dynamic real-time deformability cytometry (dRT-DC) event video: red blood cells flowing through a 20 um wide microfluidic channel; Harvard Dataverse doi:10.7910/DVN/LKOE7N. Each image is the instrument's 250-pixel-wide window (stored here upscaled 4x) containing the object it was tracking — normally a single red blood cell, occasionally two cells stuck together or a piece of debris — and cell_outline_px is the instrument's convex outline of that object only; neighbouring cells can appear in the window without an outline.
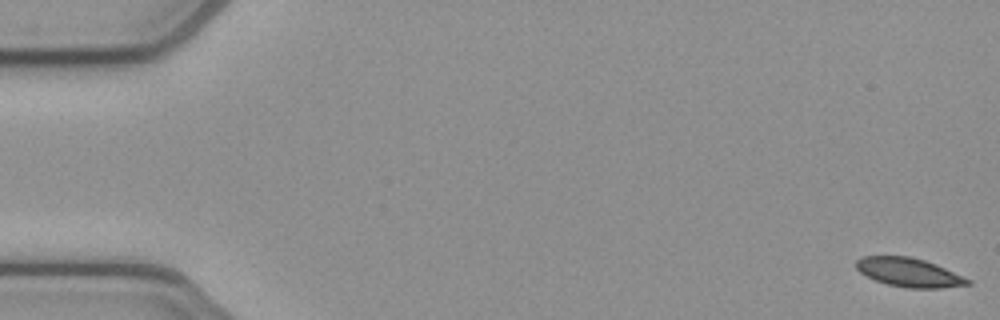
{"species": "common noctule bat (a hibernating species)", "species_latin": "Nyctalus noctula", "temperature_condition": "cold", "stored_images_in_passage": 53, "camera_frame_rate_fps": 3000, "um_per_image_px": 0.085, "animal": {"sex": "female", "body_mass_g": 21.9}, "frame": {"image": 1, "passage_image": 1, "time_ms": 0.0, "image_size_px": [1000, 320], "cell_outline_px": [[972, 284], [940, 288], [908, 288], [888, 284], [876, 280], [860, 272], [856, 268], [856, 260], [860, 256], [908, 256], [924, 260], [936, 264], [972, 280]], "centroid_in_image_um": [77.28, 23.15], "position_along_channel_um": 7.7, "area_um2": 18.67}}
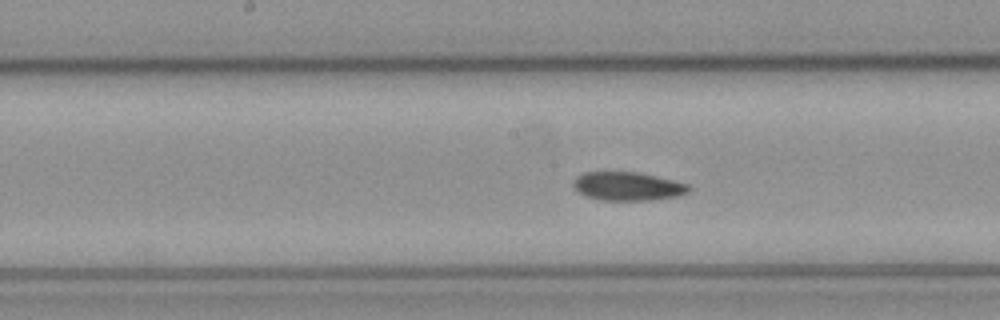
{"frame": {"image": 2, "passage_image": 27, "time_ms": 8.667, "image_size_px": [1000, 320], "cell_outline_px": [[692, 188], [688, 192], [680, 196], [652, 200], [600, 200], [576, 192], [572, 184], [572, 180], [576, 176], [584, 172], [636, 172], [656, 176], [688, 184]], "centroid_in_image_um": [53.33, 15.83], "position_along_channel_um": 194.9, "area_um2": 19.36}}
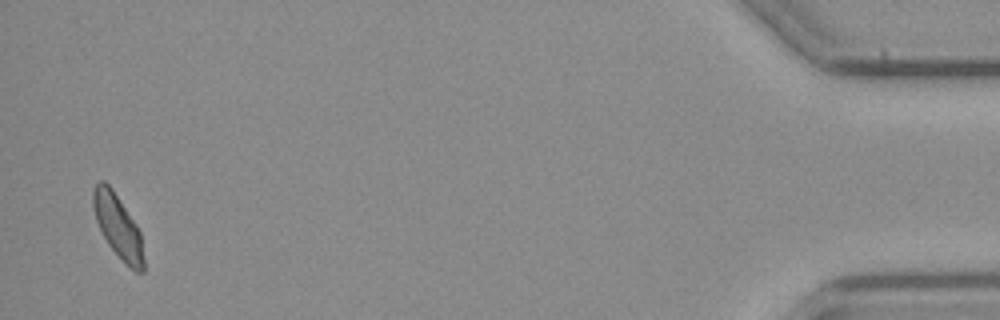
{"frame": {"image": 3, "passage_image": 52, "time_ms": 17.0, "image_size_px": [1000, 320], "cell_outline_px": [[144, 272], [136, 272], [128, 268], [108, 244], [96, 220], [92, 204], [92, 188], [100, 180], [104, 180], [112, 188], [136, 224], [140, 232], [144, 260]], "centroid_in_image_um": [10.02, 19.25], "position_along_channel_um": 425.2, "area_um2": 18.67}}